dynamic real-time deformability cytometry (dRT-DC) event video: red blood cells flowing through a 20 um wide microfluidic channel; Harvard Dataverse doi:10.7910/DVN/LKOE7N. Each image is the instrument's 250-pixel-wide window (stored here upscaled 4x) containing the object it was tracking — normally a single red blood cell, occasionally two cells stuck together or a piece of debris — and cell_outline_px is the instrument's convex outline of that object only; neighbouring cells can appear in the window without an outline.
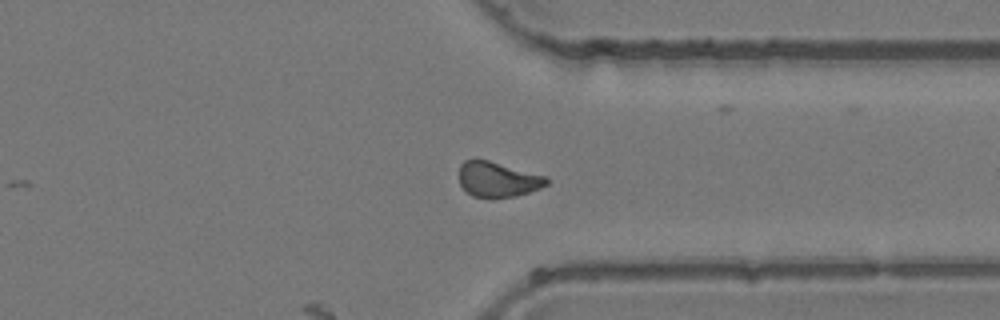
{"species": "common noctule bat (a hibernating species)", "species_latin": "Nyctalus noctula", "temperature_condition": "room temperature", "stored_images_in_passage": 12, "camera_frame_rate_fps": 3000, "um_per_image_px": 0.085, "animal": {"sex": "female", "body_mass_g": 24.6, "forearm_length_mm": 56.2}, "frame": {"image": 1, "passage_image": 9, "time_ms": 9.0, "image_size_px": [1000, 320], "cell_outline_px": [[548, 184], [540, 188], [516, 196], [492, 200], [472, 196], [460, 184], [460, 164], [464, 160], [488, 160], [548, 176]], "centroid_in_image_um": [42.33, 15.28], "position_along_channel_um": 369.1, "area_um2": 18.21}}